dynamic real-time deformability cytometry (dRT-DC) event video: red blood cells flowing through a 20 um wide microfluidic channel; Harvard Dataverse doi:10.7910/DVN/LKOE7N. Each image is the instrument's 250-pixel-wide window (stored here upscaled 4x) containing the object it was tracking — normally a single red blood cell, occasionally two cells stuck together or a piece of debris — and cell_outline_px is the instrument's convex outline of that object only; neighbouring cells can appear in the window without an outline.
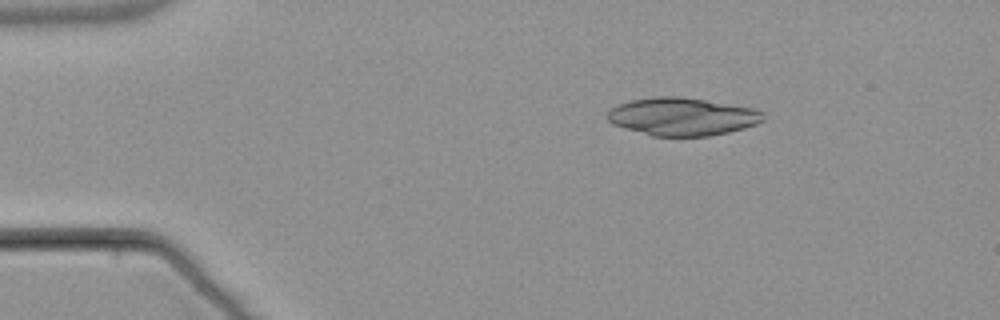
{"species": "common noctule bat (a hibernating species)", "species_latin": "Nyctalus noctula", "temperature_condition": "warm", "stored_images_in_passage": 2, "camera_frame_rate_fps": 3000, "um_per_image_px": 0.085, "animal": {"sex": "male", "body_mass_g": 21.5, "forearm_length_mm": 52.0}, "frame": {"image": 1, "passage_image": 2, "time_ms": 2.333, "image_size_px": [1000, 320], "cell_outline_px": [[764, 120], [756, 124], [744, 128], [728, 132], [708, 136], [652, 136], [624, 128], [612, 124], [608, 120], [608, 112], [612, 108], [620, 104], [632, 100], [656, 96], [680, 96], [752, 108], [764, 112]], "centroid_in_image_um": [57.99, 9.91], "position_along_channel_um": 27.0, "area_um2": 34.16}}